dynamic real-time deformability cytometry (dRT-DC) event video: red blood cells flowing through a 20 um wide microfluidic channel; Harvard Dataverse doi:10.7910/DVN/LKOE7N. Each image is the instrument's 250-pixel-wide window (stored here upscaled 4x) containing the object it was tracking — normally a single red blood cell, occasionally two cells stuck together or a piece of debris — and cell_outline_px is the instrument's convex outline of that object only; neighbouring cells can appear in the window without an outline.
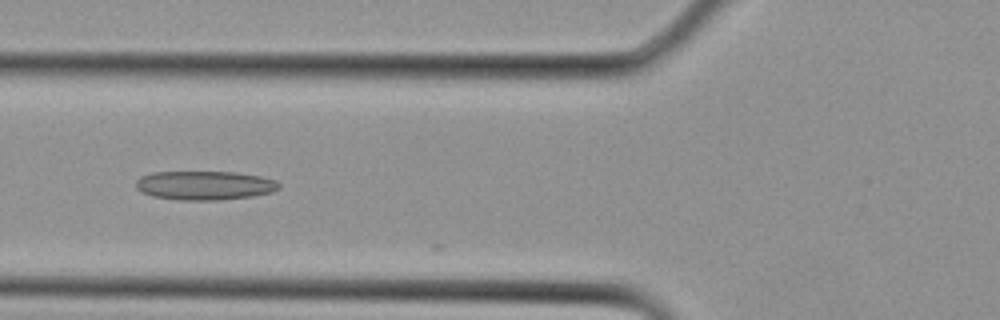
{"species": "Egyptian fruit bat (a non-hibernating species)", "species_latin": "Rousettus aegyptiacus", "temperature_condition": "cold", "stored_images_in_passage": 12, "camera_frame_rate_fps": 3000, "um_per_image_px": 0.085, "animal": {"sex": "female"}, "frame": {"image": 1, "passage_image": 11, "time_ms": 3.333, "image_size_px": [1000, 320], "cell_outline_px": [[280, 188], [272, 192], [252, 196], [220, 200], [180, 200], [152, 196], [136, 188], [136, 180], [140, 176], [152, 172], [236, 172], [260, 176], [276, 180], [280, 184]], "centroid_in_image_um": [17.41, 15.75], "position_along_channel_um": 108.4, "area_um2": 24.22}}